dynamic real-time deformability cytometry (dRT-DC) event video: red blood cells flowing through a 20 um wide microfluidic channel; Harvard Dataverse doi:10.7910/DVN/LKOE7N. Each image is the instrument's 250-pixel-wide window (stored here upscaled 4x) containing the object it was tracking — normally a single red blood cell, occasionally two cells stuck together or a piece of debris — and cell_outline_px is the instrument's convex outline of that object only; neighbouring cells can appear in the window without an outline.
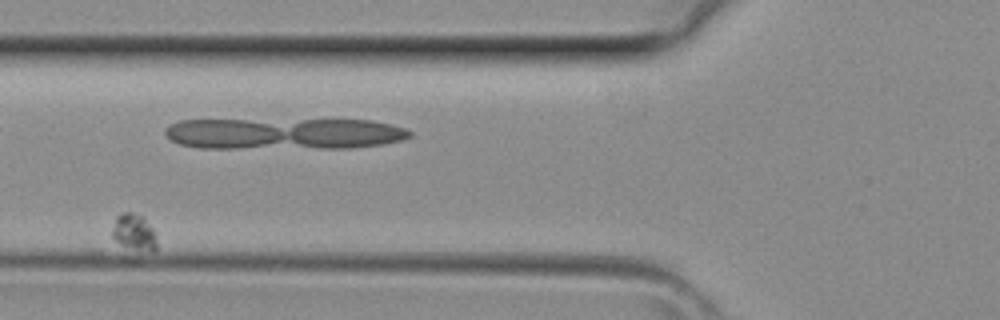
{"species": "common noctule bat (a hibernating species)", "species_latin": "Nyctalus noctula", "temperature_condition": "room temperature", "stored_images_in_passage": 8, "segment_of_instrument_passage": [1, 2], "camera_frame_rate_fps": 3000, "um_per_image_px": 0.085, "animal": {"sex": "female", "body_mass_g": 29.2, "forearm_length_mm": 56.3}, "frame": {"image": 1, "passage_image": 4, "time_ms": 1.0, "image_size_px": [1000, 320], "cell_outline_px": [[156, 252], [140, 264], [124, 260], [112, 236], [112, 228], [116, 216], [124, 212], [132, 212], [144, 216], [156, 232]], "centroid_in_image_um": [11.41, 20.16], "position_along_channel_um": 114.4, "area_um2": 12.6}}
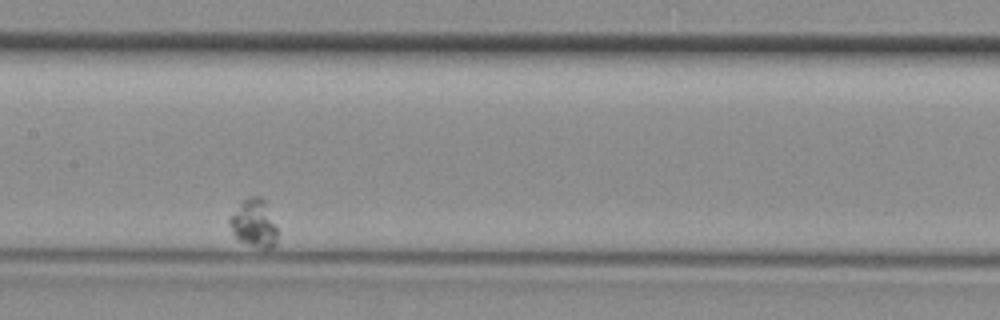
{"frame": {"image": 2, "passage_image": 6, "time_ms": 1.667, "image_size_px": [1000, 320], "cell_outline_px": [[276, 240], [268, 248], [264, 248], [240, 240], [232, 232], [228, 224], [228, 220], [240, 204], [248, 196], [260, 196], [264, 200], [276, 228]], "centroid_in_image_um": [21.55, 18.94], "position_along_channel_um": 185.8, "area_um2": 12.6}}
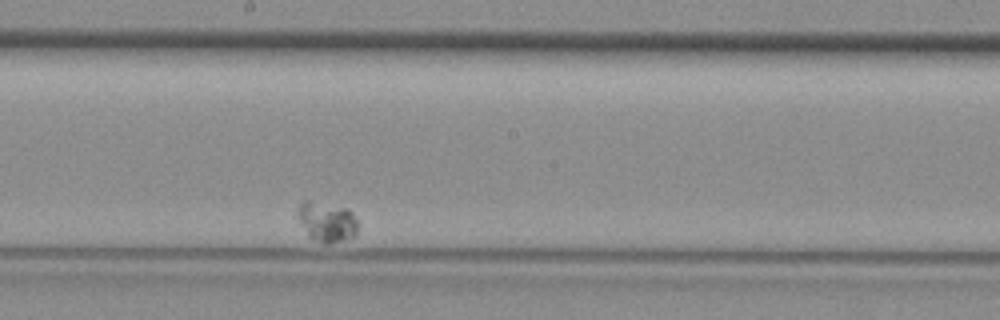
{"frame": {"image": 3, "passage_image": 7, "time_ms": 2.0, "image_size_px": [1000, 320], "cell_outline_px": [[356, 236], [348, 240], [328, 244], [324, 244], [308, 236], [296, 216], [296, 212], [300, 204], [304, 200], [308, 200], [348, 208], [352, 212], [356, 220]], "centroid_in_image_um": [27.77, 18.86], "position_along_channel_um": 220.4, "area_um2": 14.22}}